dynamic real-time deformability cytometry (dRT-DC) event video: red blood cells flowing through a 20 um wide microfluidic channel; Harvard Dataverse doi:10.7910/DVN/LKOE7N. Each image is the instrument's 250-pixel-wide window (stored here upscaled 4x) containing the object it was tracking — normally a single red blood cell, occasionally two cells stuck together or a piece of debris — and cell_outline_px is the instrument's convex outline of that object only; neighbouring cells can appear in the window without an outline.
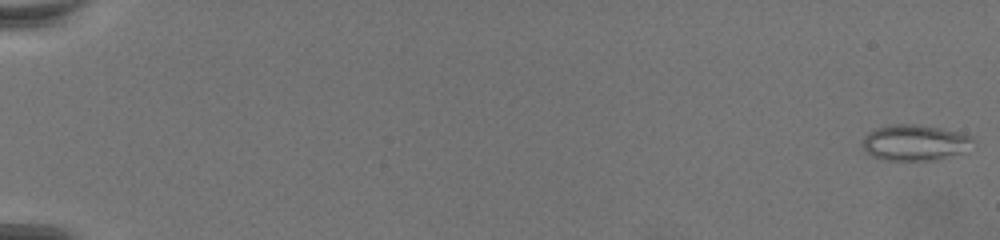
{"species": "common noctule bat (a hibernating species)", "species_latin": "Nyctalus noctula", "temperature_condition": "warm", "stored_images_in_passage": 72, "camera_frame_rate_fps": 3000, "um_per_image_px": 0.085, "animal": {"sex": "female", "body_mass_g": 19.5, "forearm_length_mm": 54.1}, "frame": {"image": 1, "passage_image": 1, "time_ms": 0.0, "image_size_px": [1000, 240], "cell_outline_px": [[976, 144], [968, 152], [928, 160], [884, 160], [872, 156], [860, 144], [864, 136], [868, 132], [876, 128], [896, 124], [912, 124], [940, 128], [972, 136], [976, 140]], "centroid_in_image_um": [77.8, 12.13], "position_along_channel_um": 7.2, "area_um2": 23.24}}
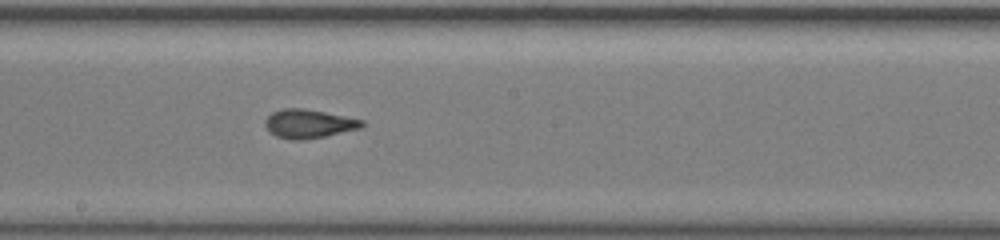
{"frame": {"image": 2, "passage_image": 43, "time_ms": 14.0, "image_size_px": [1000, 240], "cell_outline_px": [[364, 124], [360, 128], [324, 136], [304, 140], [292, 140], [276, 136], [268, 132], [264, 124], [264, 120], [272, 112], [284, 108], [304, 108], [364, 120]], "centroid_in_image_um": [26.19, 10.52], "position_along_channel_um": 222.0, "area_um2": 16.18}}
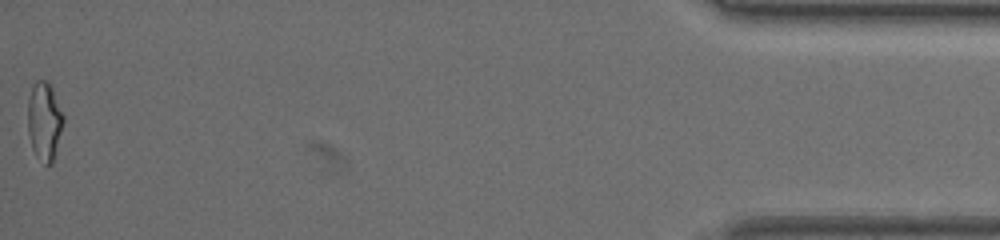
{"frame": {"image": 3, "passage_image": 72, "time_ms": 23.667, "image_size_px": [1000, 240], "cell_outline_px": [[64, 120], [52, 164], [44, 164], [36, 156], [32, 148], [28, 132], [28, 100], [32, 84], [36, 80], [48, 80], [52, 88], [64, 116]], "centroid_in_image_um": [3.76, 10.27], "position_along_channel_um": 431.4, "area_um2": 16.24}}